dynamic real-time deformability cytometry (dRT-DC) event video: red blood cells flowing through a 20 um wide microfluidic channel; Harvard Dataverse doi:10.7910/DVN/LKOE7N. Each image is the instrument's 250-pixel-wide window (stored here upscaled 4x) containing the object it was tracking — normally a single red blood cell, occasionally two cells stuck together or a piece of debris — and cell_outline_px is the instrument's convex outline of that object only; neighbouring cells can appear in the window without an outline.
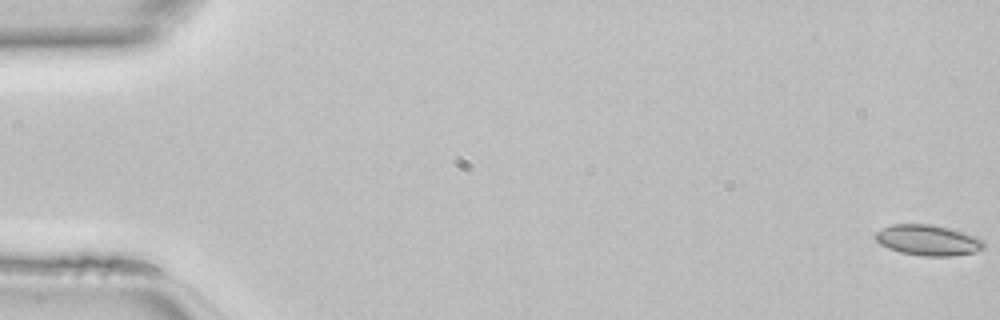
{"species": "common noctule bat (a hibernating species)", "species_latin": "Nyctalus noctula", "temperature_condition": "room temperature", "stored_images_in_passage": 48, "camera_frame_rate_fps": 3000, "um_per_image_px": 0.085, "animal": {"sex": "female", "body_mass_g": 22.7, "forearm_length_mm": 54.2}, "frame": {"image": 1, "passage_image": 1, "time_ms": 0.0, "image_size_px": [1000, 320], "cell_outline_px": [[984, 248], [976, 252], [952, 256], [920, 256], [900, 252], [888, 248], [880, 244], [872, 236], [880, 228], [892, 224], [932, 224], [980, 236], [984, 240]], "centroid_in_image_um": [78.89, 20.41], "position_along_channel_um": 6.1, "area_um2": 19.77}}
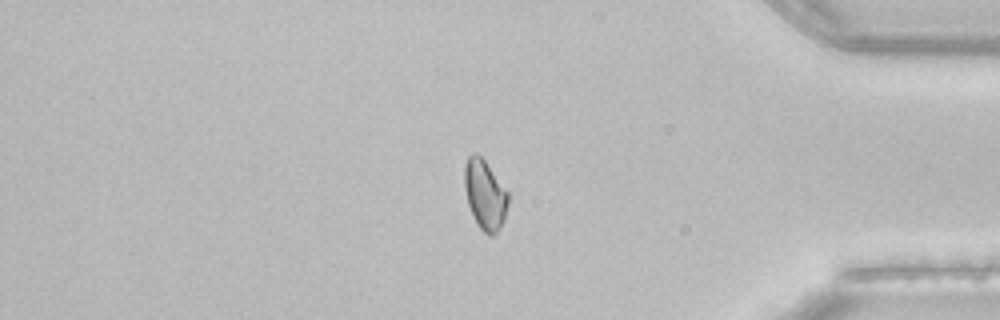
{"frame": {"image": 2, "passage_image": 40, "time_ms": 13.0, "image_size_px": [1000, 320], "cell_outline_px": [[508, 204], [504, 220], [500, 228], [492, 236], [488, 236], [480, 228], [468, 204], [464, 188], [464, 164], [468, 156], [472, 152], [476, 152], [484, 160], [508, 192]], "centroid_in_image_um": [41.21, 16.53], "position_along_channel_um": 394.0, "area_um2": 17.63}}